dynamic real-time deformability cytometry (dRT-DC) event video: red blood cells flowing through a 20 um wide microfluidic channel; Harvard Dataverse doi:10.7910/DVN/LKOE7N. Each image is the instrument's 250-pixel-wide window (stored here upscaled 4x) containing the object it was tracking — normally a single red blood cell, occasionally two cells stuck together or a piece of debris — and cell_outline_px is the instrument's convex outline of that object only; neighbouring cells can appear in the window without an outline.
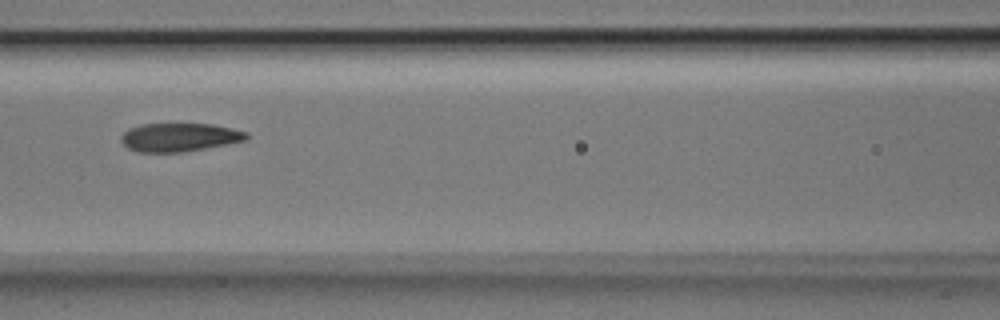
{"species": "Egyptian fruit bat (a non-hibernating species)", "species_latin": "Rousettus aegyptiacus", "temperature_condition": "room temperature", "stored_images_in_passage": 3, "camera_frame_rate_fps": 3000, "um_per_image_px": 0.085, "animal": {"sex": "male"}, "frame": {"image": 1, "passage_image": 3, "time_ms": 0.667, "image_size_px": [1000, 320], "cell_outline_px": [[248, 140], [184, 152], [140, 152], [128, 148], [120, 140], [120, 136], [128, 128], [140, 124], [212, 124], [232, 128], [248, 132]], "centroid_in_image_um": [15.25, 11.66], "position_along_channel_um": 151.3, "area_um2": 20.87}}